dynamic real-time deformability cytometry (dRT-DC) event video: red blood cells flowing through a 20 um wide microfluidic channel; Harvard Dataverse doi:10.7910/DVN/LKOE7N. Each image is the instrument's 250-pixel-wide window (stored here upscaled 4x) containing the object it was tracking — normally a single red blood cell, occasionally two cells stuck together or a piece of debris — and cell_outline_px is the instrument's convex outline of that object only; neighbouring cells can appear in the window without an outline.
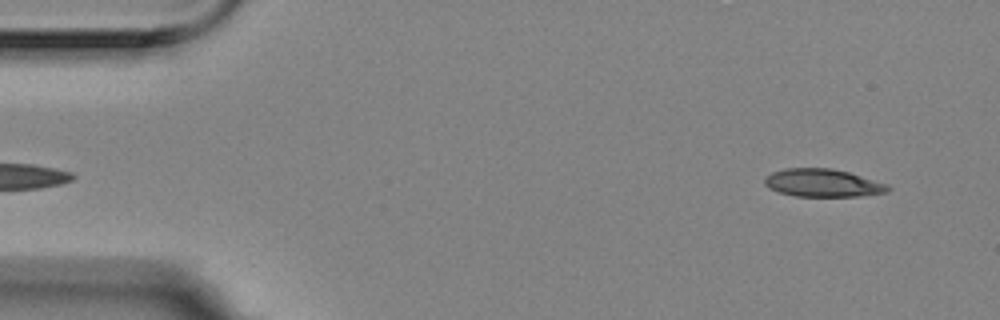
{"species": "Egyptian fruit bat (a non-hibernating species)", "species_latin": "Rousettus aegyptiacus", "temperature_condition": "room temperature", "stored_images_in_passage": 3, "segment_of_instrument_passage": [2, 2], "camera_frame_rate_fps": 3000, "um_per_image_px": 0.085, "animal": {"sex": "female"}, "frame": {"image": 1, "passage_image": 3, "time_ms": 0.667, "image_size_px": [1000, 320], "cell_outline_px": [[892, 188], [888, 192], [860, 196], [796, 196], [780, 192], [768, 188], [764, 184], [764, 180], [772, 172], [784, 168], [832, 168], [848, 172], [888, 184]], "centroid_in_image_um": [69.95, 15.55], "position_along_channel_um": 15.0, "area_um2": 20.0}}